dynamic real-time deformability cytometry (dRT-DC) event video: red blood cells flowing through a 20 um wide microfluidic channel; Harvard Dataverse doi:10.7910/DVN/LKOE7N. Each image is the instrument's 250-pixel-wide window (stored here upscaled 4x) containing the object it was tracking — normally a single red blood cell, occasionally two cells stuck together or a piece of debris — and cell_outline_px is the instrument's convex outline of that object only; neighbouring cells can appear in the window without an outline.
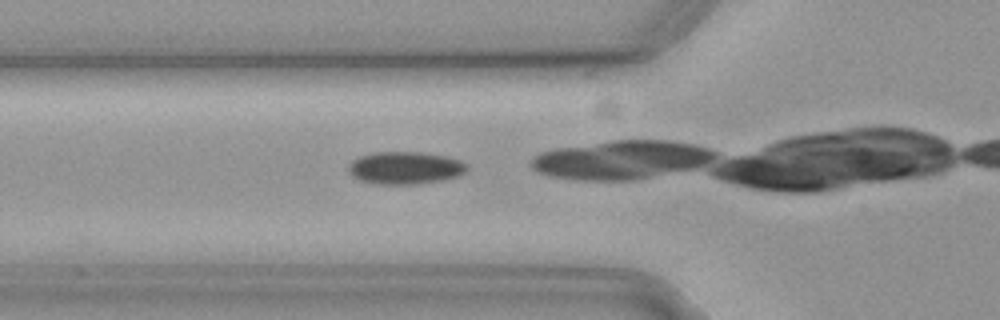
{"species": "common noctule bat (a hibernating species)", "species_latin": "Nyctalus noctula", "temperature_condition": "cold", "stored_images_in_passage": 37, "camera_frame_rate_fps": 3000, "um_per_image_px": 0.085, "animal": {"sex": "female", "body_mass_g": 19.3, "forearm_length_mm": 54.1}, "frame": {"image": 1, "passage_image": 12, "time_ms": 3.667, "image_size_px": [1000, 320], "cell_outline_px": [[468, 168], [460, 176], [444, 180], [420, 184], [376, 184], [360, 180], [352, 176], [348, 172], [348, 164], [352, 160], [360, 156], [376, 152], [420, 152], [444, 156], [460, 160], [468, 164]], "centroid_in_image_um": [34.44, 14.28], "position_along_channel_um": 91.4, "area_um2": 22.66}}